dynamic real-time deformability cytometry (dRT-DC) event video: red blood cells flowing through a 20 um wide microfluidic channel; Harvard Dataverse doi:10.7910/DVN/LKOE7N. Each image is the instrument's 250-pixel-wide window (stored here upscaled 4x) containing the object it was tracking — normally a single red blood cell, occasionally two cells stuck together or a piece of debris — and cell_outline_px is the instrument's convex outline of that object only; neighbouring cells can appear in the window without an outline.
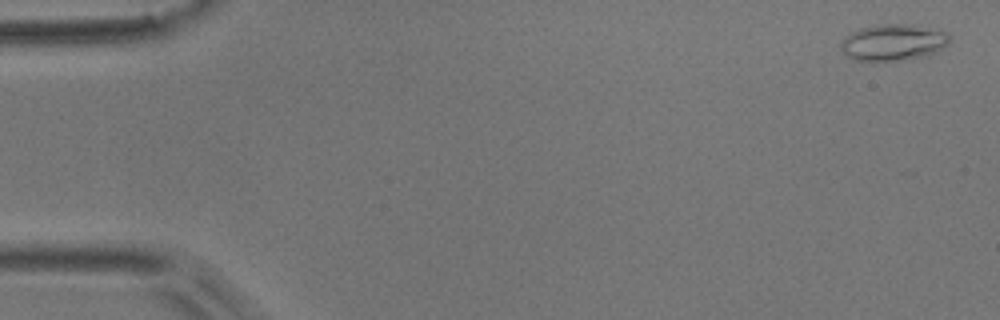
{"species": "common noctule bat (a hibernating species)", "species_latin": "Nyctalus noctula", "temperature_condition": "room temperature", "stored_images_in_passage": 5, "camera_frame_rate_fps": 3000, "um_per_image_px": 0.085, "animal": {"sex": "male", "body_mass_g": 17.9}, "frame": {"image": 1, "passage_image": 1, "time_ms": 0.0, "image_size_px": [1000, 320], "cell_outline_px": [[952, 40], [948, 44], [936, 52], [928, 56], [904, 60], [876, 64], [856, 60], [848, 56], [840, 48], [840, 40], [844, 36], [860, 28], [876, 24], [908, 24], [948, 32], [952, 36]], "centroid_in_image_um": [75.91, 3.64], "position_along_channel_um": 9.1, "area_um2": 23.99}}